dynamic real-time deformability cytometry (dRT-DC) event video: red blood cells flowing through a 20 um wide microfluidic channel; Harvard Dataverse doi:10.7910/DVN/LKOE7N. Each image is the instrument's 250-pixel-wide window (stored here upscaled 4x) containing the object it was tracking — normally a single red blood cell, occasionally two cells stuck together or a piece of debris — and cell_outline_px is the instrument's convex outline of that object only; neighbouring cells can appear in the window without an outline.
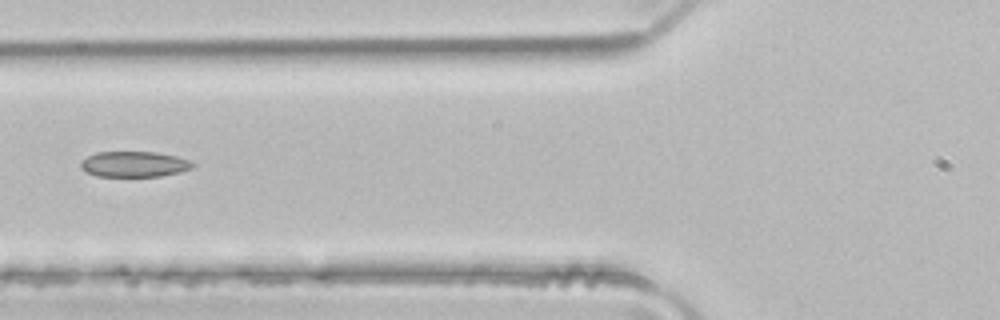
{"species": "common noctule bat (a hibernating species)", "species_latin": "Nyctalus noctula", "temperature_condition": "room temperature", "stored_images_in_passage": 5, "camera_frame_rate_fps": 3000, "um_per_image_px": 0.085, "animal": {"sex": "male", "body_mass_g": 21.5, "forearm_length_mm": 52.0}, "frame": {"image": 1, "passage_image": 5, "time_ms": 1.333, "image_size_px": [1000, 320], "cell_outline_px": [[196, 164], [192, 168], [180, 172], [160, 176], [96, 176], [80, 168], [80, 164], [88, 156], [96, 152], [156, 152], [176, 156], [188, 160]], "centroid_in_image_um": [11.42, 13.95], "position_along_channel_um": 114.4, "area_um2": 16.59}}